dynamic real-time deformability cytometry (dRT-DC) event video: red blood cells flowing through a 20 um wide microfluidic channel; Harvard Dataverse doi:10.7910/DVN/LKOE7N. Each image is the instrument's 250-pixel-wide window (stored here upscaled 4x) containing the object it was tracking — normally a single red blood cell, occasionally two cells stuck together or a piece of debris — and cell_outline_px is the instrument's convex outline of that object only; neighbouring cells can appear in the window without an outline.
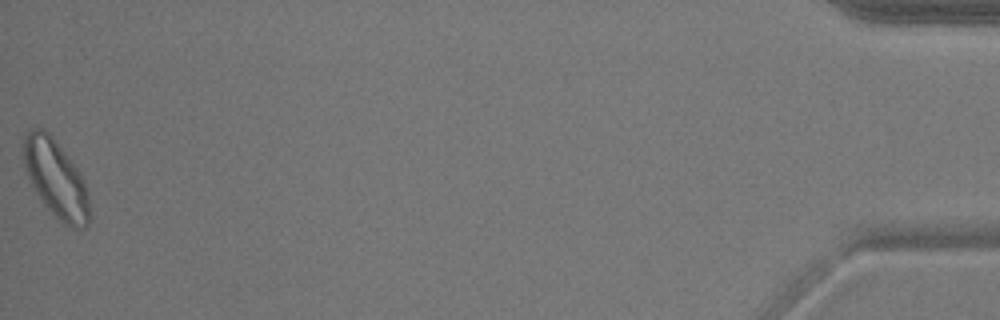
{"species": "common noctule bat (a hibernating species)", "species_latin": "Nyctalus noctula", "temperature_condition": "warm", "stored_images_in_passage": 52, "camera_frame_rate_fps": 3000, "um_per_image_px": 0.085, "animal": {"sex": "male", "body_mass_g": 17.9}, "frame": {"image": 1, "passage_image": 52, "time_ms": 17.0, "image_size_px": [1000, 320], "cell_outline_px": [[92, 216], [88, 224], [84, 228], [72, 228], [64, 224], [40, 200], [28, 176], [24, 164], [24, 132], [32, 128], [40, 128], [48, 132], [52, 136], [80, 172], [84, 180], [88, 192]], "centroid_in_image_um": [4.79, 15.22], "position_along_channel_um": 430.4, "area_um2": 29.88}, "authors_computed_cell_mechanics": {"area_um2": 23.0044, "velocity_mm_per_s": 3.7987, "shape_relaxation_time_tau1_ms": 7.6673, "shape_relaxation_time_tau2_ms": 1.7356, "deformation_change_tau1": 0.1215, "deformation_change_tau2": 0.0689}}